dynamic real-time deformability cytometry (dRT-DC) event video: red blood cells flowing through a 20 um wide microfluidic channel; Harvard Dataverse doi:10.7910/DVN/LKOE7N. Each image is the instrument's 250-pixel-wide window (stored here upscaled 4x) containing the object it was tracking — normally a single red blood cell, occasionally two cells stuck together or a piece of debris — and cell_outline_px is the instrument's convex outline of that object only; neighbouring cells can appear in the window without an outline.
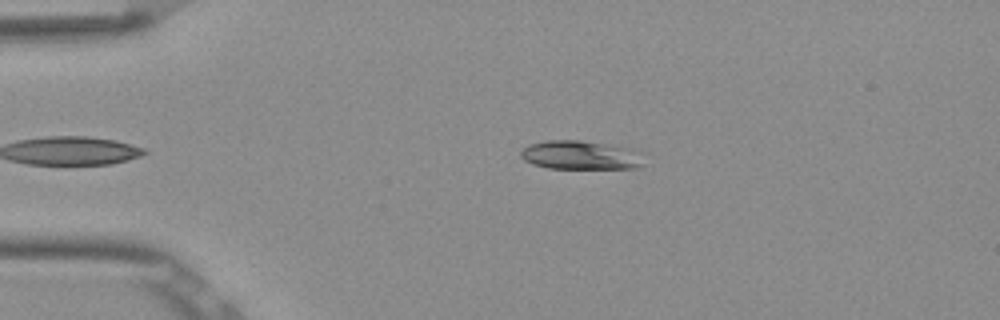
{"species": "Egyptian fruit bat (a non-hibernating species)", "species_latin": "Rousettus aegyptiacus", "temperature_condition": "room temperature", "stored_images_in_passage": 37, "camera_frame_rate_fps": 3000, "um_per_image_px": 0.085, "frame": {"image": 1, "passage_image": 2, "time_ms": 0.333, "image_size_px": [1000, 320], "cell_outline_px": [[648, 152], [644, 164], [636, 168], [548, 168], [532, 164], [524, 160], [520, 156], [520, 152], [528, 144], [544, 140], [580, 140]], "centroid_in_image_um": [49.4, 13.19], "position_along_channel_um": 35.6, "area_um2": 20.98}}
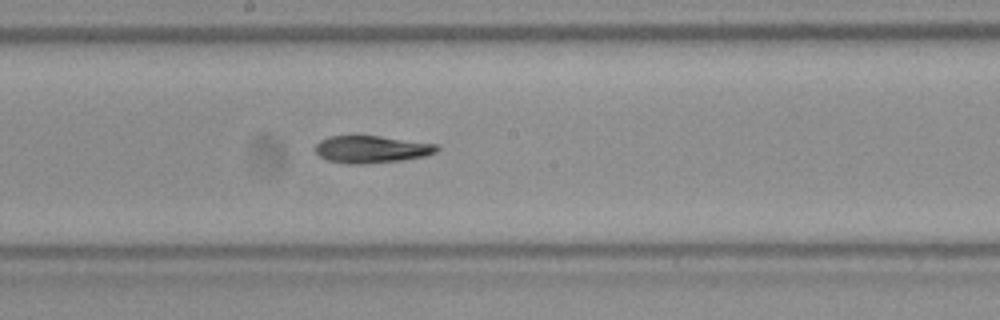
{"frame": {"image": 2, "passage_image": 19, "time_ms": 6.0, "image_size_px": [1000, 320], "cell_outline_px": [[440, 148], [436, 152], [424, 156], [404, 160], [364, 164], [348, 164], [328, 160], [320, 156], [316, 152], [316, 144], [320, 140], [328, 136], [380, 136], [440, 144]], "centroid_in_image_um": [31.62, 12.69], "position_along_channel_um": 216.6, "area_um2": 19.42}}
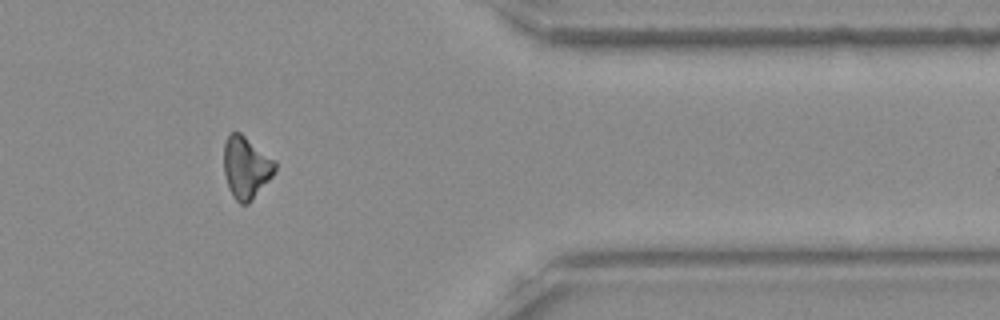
{"frame": {"image": 3, "passage_image": 34, "time_ms": 11.0, "image_size_px": [1000, 320], "cell_outline_px": [[276, 172], [252, 200], [248, 204], [240, 204], [232, 196], [228, 188], [224, 176], [224, 144], [228, 136], [232, 132], [240, 132], [276, 160]], "centroid_in_image_um": [20.92, 14.24], "position_along_channel_um": 390.5, "area_um2": 18.73}, "authors_computed_cell_mechanics": {"area_um2": 19.5942, "velocity_mm_per_s": 3.8741, "shape_relaxation_time_tau1_ms": 8.0832, "shape_relaxation_time_tau2_ms": null, "deformation_change_tau1": 0.1901, "deformation_change_tau2": null}}